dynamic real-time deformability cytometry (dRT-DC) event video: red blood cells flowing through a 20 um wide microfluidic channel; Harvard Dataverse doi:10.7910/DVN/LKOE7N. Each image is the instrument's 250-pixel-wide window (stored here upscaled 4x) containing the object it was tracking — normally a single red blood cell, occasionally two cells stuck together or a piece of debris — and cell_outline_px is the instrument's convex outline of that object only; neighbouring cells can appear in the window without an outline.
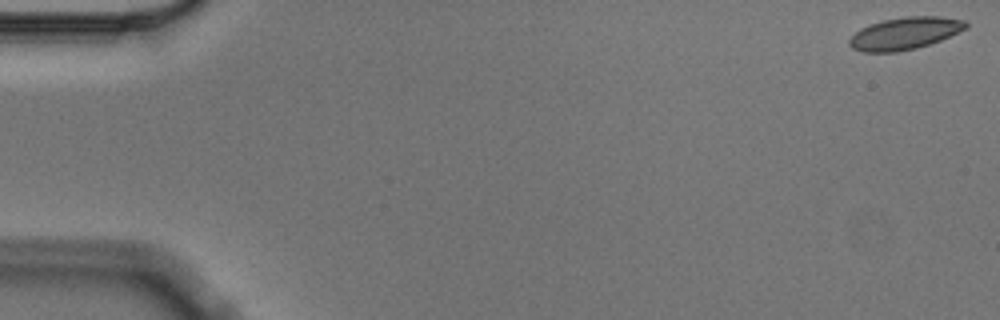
{"species": "Egyptian fruit bat (a non-hibernating species)", "species_latin": "Rousettus aegyptiacus", "temperature_condition": "cold", "stored_images_in_passage": 4, "camera_frame_rate_fps": 3000, "um_per_image_px": 0.085, "animal": {"sex": "male"}, "frame": {"image": 1, "passage_image": 1, "time_ms": 0.0, "image_size_px": [1000, 320], "cell_outline_px": [[968, 28], [940, 40], [916, 48], [896, 52], [864, 52], [852, 48], [848, 44], [848, 40], [860, 28], [868, 24], [884, 20], [904, 16], [940, 16], [964, 20], [968, 24]], "centroid_in_image_um": [76.9, 2.83], "position_along_channel_um": 8.1, "area_um2": 21.91}}